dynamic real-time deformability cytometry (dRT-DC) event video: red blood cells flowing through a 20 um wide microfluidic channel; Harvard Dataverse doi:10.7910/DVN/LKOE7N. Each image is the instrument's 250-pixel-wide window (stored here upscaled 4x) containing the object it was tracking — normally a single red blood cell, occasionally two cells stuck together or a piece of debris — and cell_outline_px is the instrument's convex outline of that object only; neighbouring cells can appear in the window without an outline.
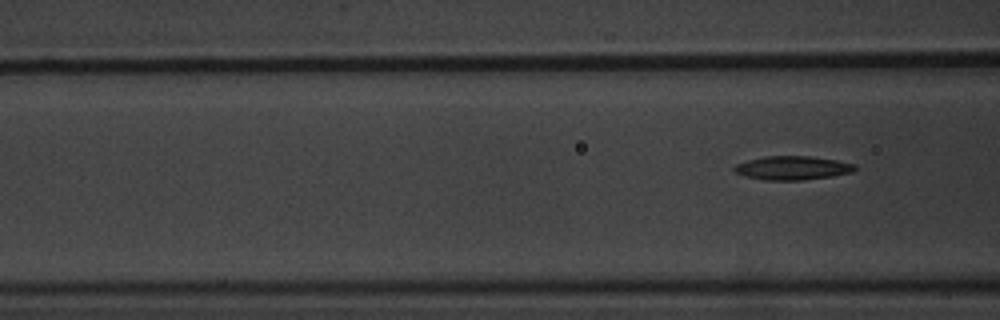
{"species": "common noctule bat (a hibernating species)", "species_latin": "Nyctalus noctula", "temperature_condition": "warm", "stored_images_in_passage": 8, "segment_of_instrument_passage": [2, 2], "camera_frame_rate_fps": 3000, "um_per_image_px": 0.085, "animal": {"sex": "male", "body_mass_g": 20.1, "forearm_length_mm": 53.5}, "frame": {"image": 1, "passage_image": 8, "time_ms": 9.333, "image_size_px": [1000, 320], "cell_outline_px": [[860, 168], [852, 172], [832, 176], [800, 180], [764, 180], [744, 176], [736, 172], [732, 168], [736, 164], [748, 160], [764, 156], [808, 156], [836, 160], [856, 164]], "centroid_in_image_um": [67.38, 14.27], "position_along_channel_um": 99.2, "area_um2": 16.76}}